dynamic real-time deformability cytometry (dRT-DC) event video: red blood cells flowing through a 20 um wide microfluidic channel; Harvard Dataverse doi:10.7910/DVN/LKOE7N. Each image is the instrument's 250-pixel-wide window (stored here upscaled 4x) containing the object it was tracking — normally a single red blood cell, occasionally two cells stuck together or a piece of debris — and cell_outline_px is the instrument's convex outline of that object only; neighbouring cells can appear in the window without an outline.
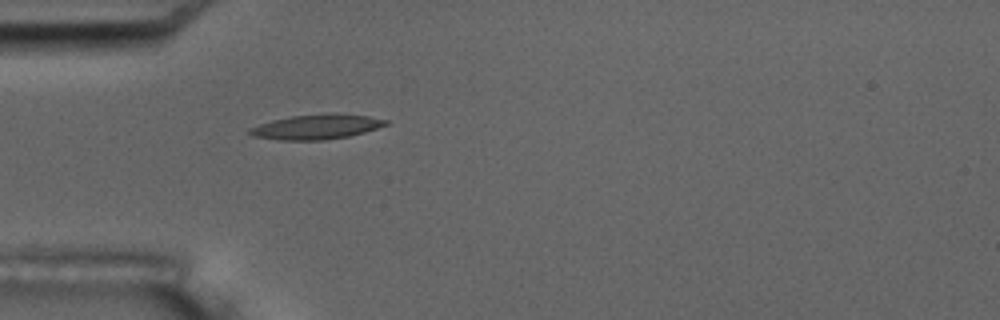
{"species": "common noctule bat (a hibernating species)", "species_latin": "Nyctalus noctula", "temperature_condition": "room temperature", "stored_images_in_passage": 6, "camera_frame_rate_fps": 3000, "um_per_image_px": 0.085, "animal": {"sex": "male", "body_mass_g": 17.5, "forearm_length_mm": 52.3}, "frame": {"image": 1, "passage_image": 6, "time_ms": 5.667, "image_size_px": [1000, 320], "cell_outline_px": [[388, 124], [364, 132], [348, 136], [320, 140], [280, 140], [252, 136], [248, 132], [248, 128], [272, 120], [292, 116], [368, 116], [388, 120]], "centroid_in_image_um": [26.81, 10.83], "position_along_channel_um": 58.2, "area_um2": 18.55}}